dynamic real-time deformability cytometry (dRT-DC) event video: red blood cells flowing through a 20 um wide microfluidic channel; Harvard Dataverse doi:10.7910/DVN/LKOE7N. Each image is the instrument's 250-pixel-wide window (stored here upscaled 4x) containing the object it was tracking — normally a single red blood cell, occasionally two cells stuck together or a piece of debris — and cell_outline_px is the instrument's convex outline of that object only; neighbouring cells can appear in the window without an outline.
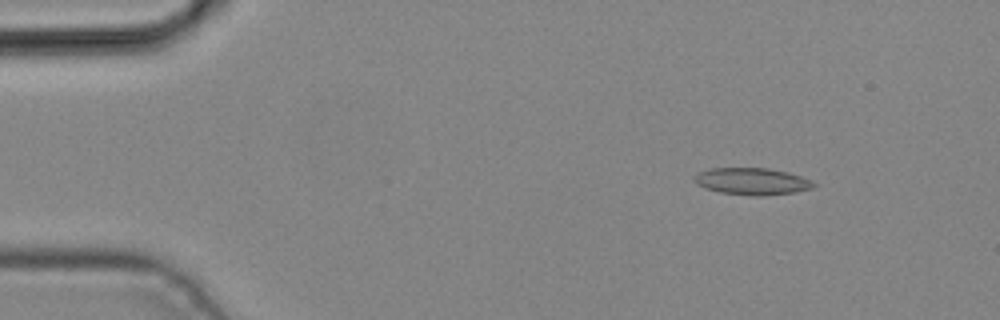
{"species": "common noctule bat (a hibernating species)", "species_latin": "Nyctalus noctula", "temperature_condition": "cold", "stored_images_in_passage": 5, "camera_frame_rate_fps": 3000, "um_per_image_px": 0.085, "animal": {"sex": "male", "body_mass_g": 19.2, "forearm_length_mm": 51.8}, "frame": {"image": 1, "passage_image": 1, "time_ms": 0.0, "image_size_px": [1000, 320], "cell_outline_px": [[816, 184], [812, 188], [796, 192], [764, 196], [752, 196], [720, 192], [704, 188], [696, 184], [692, 180], [700, 172], [712, 168], [768, 168], [788, 172], [812, 180]], "centroid_in_image_um": [63.94, 15.42], "position_along_channel_um": 21.1, "area_um2": 18.79}}
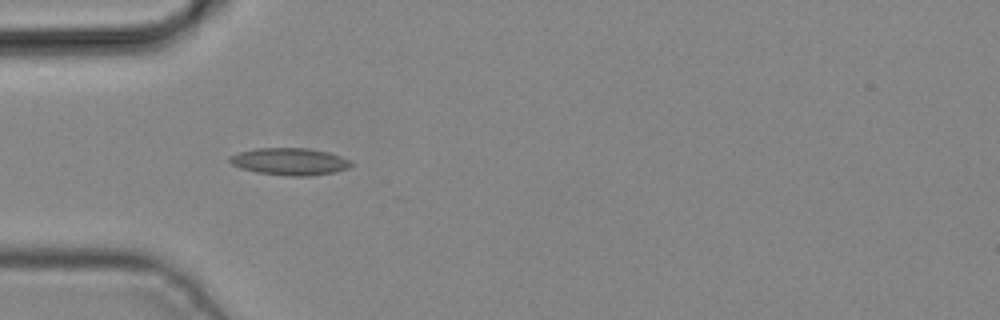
{"frame": {"image": 2, "passage_image": 3, "time_ms": 0.667, "image_size_px": [1000, 320], "cell_outline_px": [[352, 164], [348, 168], [336, 172], [312, 176], [288, 176], [256, 172], [240, 168], [232, 164], [228, 160], [228, 156], [240, 152], [256, 148], [308, 148], [328, 152], [340, 156], [348, 160]], "centroid_in_image_um": [24.61, 13.73], "position_along_channel_um": 60.4, "area_um2": 19.25}}
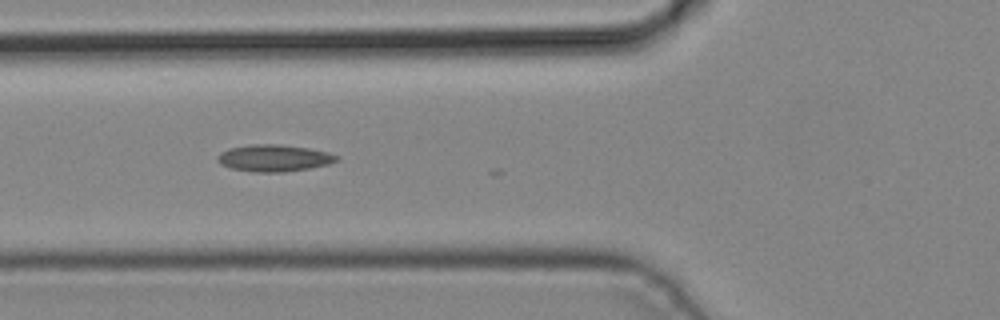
{"frame": {"image": 3, "passage_image": 4, "time_ms": 1.0, "image_size_px": [1000, 320], "cell_outline_px": [[340, 160], [328, 164], [308, 168], [284, 172], [252, 172], [232, 168], [220, 164], [216, 160], [216, 156], [220, 152], [228, 148], [252, 144], [280, 144], [308, 148], [328, 152], [340, 156]], "centroid_in_image_um": [23.28, 13.43], "position_along_channel_um": 102.5, "area_um2": 18.79}}